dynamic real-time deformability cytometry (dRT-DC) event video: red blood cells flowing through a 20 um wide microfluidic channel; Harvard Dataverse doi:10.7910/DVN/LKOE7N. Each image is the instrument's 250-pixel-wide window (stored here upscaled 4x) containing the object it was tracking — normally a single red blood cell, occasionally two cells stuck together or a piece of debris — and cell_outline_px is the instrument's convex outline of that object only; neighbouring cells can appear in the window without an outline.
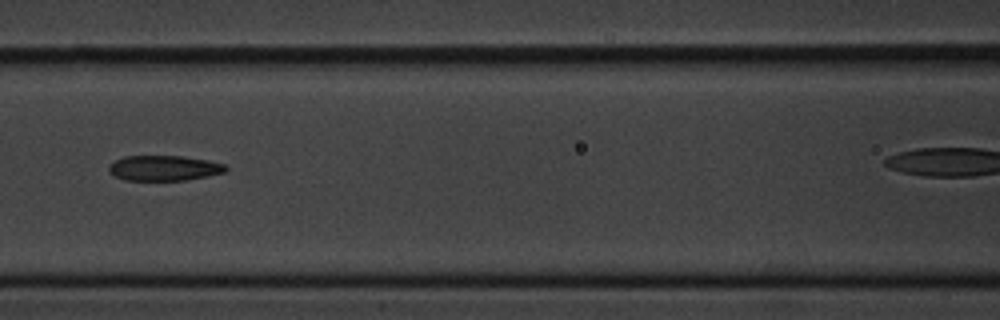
{"species": "common noctule bat (a hibernating species)", "species_latin": "Nyctalus noctula", "temperature_condition": "cold", "stored_images_in_passage": 11, "camera_frame_rate_fps": 3000, "um_per_image_px": 0.085, "animal": {"sex": "male", "body_mass_g": 20.1, "forearm_length_mm": 53.5}, "frame": {"image": 1, "passage_image": 4, "time_ms": 4.667, "image_size_px": [1000, 320], "cell_outline_px": [[228, 168], [224, 172], [208, 176], [184, 180], [124, 180], [116, 176], [108, 168], [116, 160], [124, 156], [180, 156], [208, 160], [224, 164]], "centroid_in_image_um": [13.97, 14.28], "position_along_channel_um": 152.6, "area_um2": 16.94}}
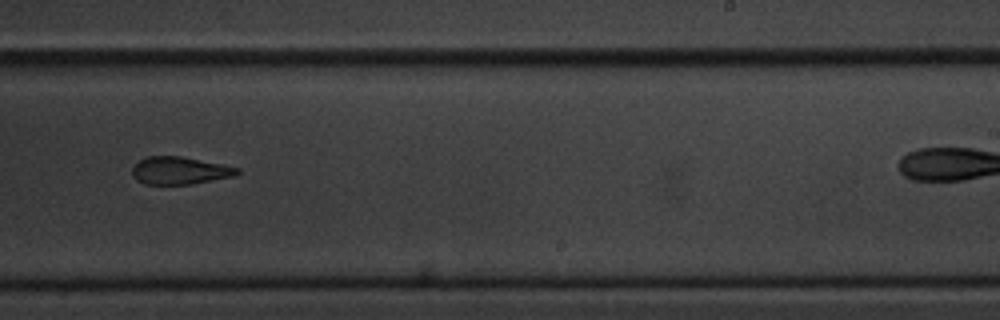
{"frame": {"image": 2, "passage_image": 7, "time_ms": 8.0, "image_size_px": [1000, 320], "cell_outline_px": [[240, 172], [236, 176], [192, 184], [144, 184], [136, 180], [132, 176], [132, 168], [140, 160], [148, 156], [180, 156], [240, 168]], "centroid_in_image_um": [15.28, 14.51], "position_along_channel_um": 273.7, "area_um2": 16.82}}
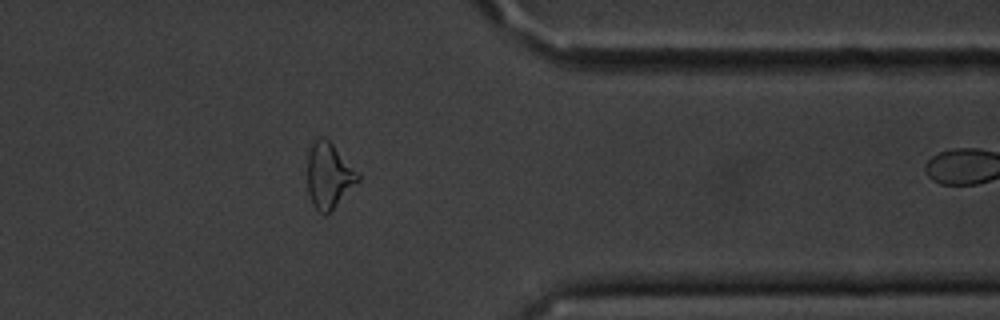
{"frame": {"image": 3, "passage_image": 10, "time_ms": 11.333, "image_size_px": [1000, 320], "cell_outline_px": [[360, 180], [328, 212], [320, 212], [312, 204], [308, 192], [308, 156], [312, 140], [320, 136], [324, 136], [360, 172]], "centroid_in_image_um": [27.96, 14.86], "position_along_channel_um": 383.4, "area_um2": 19.07}}